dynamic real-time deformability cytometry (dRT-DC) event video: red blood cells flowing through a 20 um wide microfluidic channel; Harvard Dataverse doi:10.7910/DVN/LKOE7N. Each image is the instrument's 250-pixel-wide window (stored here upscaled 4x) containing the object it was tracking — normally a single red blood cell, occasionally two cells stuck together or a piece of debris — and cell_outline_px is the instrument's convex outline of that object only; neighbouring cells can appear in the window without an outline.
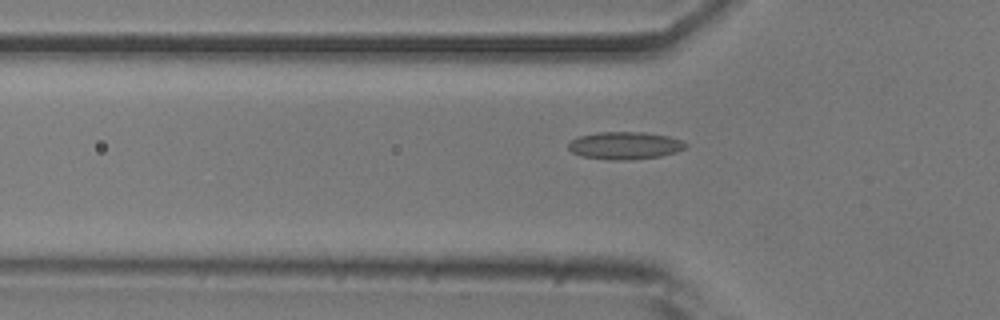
{"species": "common noctule bat (a hibernating species)", "species_latin": "Nyctalus noctula", "temperature_condition": "room temperature", "stored_images_in_passage": 39, "camera_frame_rate_fps": 3000, "um_per_image_px": 0.085, "animal": {"sex": "male", "body_mass_g": 20.5, "forearm_length_mm": 52.5}, "frame": {"image": 1, "passage_image": 10, "time_ms": 3.0, "image_size_px": [1000, 320], "cell_outline_px": [[688, 144], [684, 148], [676, 152], [660, 156], [628, 160], [608, 160], [580, 156], [572, 152], [568, 148], [568, 144], [572, 140], [580, 136], [596, 132], [644, 132], [668, 136], [680, 140]], "centroid_in_image_um": [53.09, 12.37], "position_along_channel_um": 72.7, "area_um2": 18.79}}
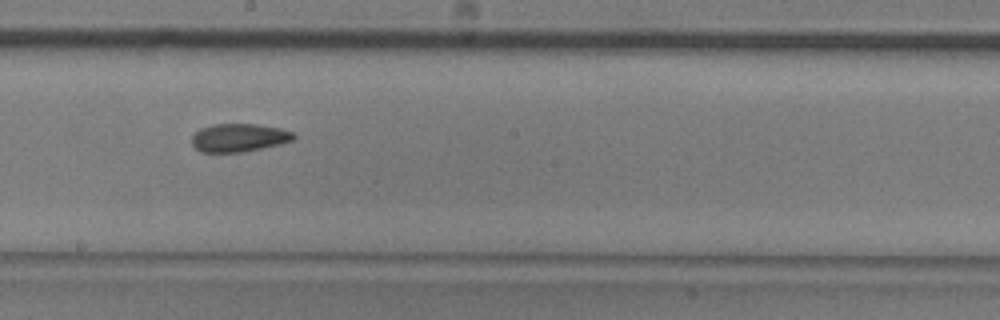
{"frame": {"image": 2, "passage_image": 22, "time_ms": 7.0, "image_size_px": [1000, 320], "cell_outline_px": [[296, 136], [292, 140], [280, 144], [244, 152], [200, 152], [192, 144], [192, 136], [200, 128], [212, 124], [256, 124], [280, 128], [292, 132]], "centroid_in_image_um": [20.29, 11.7], "position_along_channel_um": 227.9, "area_um2": 16.7}}
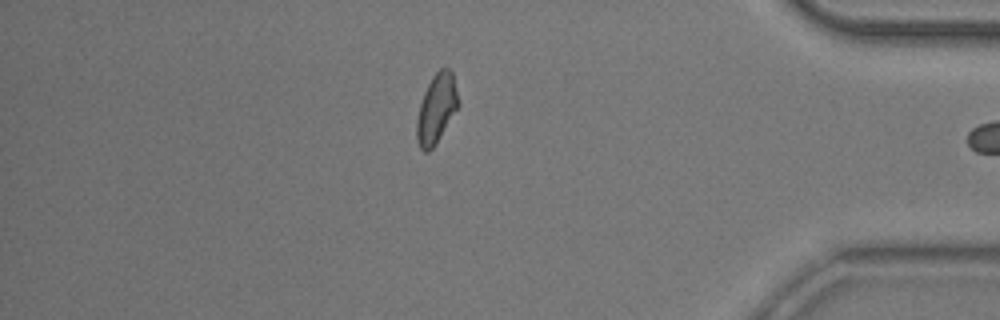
{"frame": {"image": 3, "passage_image": 38, "time_ms": 12.333, "image_size_px": [1000, 320], "cell_outline_px": [[460, 104], [436, 144], [428, 152], [424, 152], [420, 148], [416, 140], [416, 120], [420, 104], [424, 92], [432, 76], [440, 68], [448, 68], [452, 72], [460, 100]], "centroid_in_image_um": [37.1, 9.24], "position_along_channel_um": 398.1, "area_um2": 16.94}}